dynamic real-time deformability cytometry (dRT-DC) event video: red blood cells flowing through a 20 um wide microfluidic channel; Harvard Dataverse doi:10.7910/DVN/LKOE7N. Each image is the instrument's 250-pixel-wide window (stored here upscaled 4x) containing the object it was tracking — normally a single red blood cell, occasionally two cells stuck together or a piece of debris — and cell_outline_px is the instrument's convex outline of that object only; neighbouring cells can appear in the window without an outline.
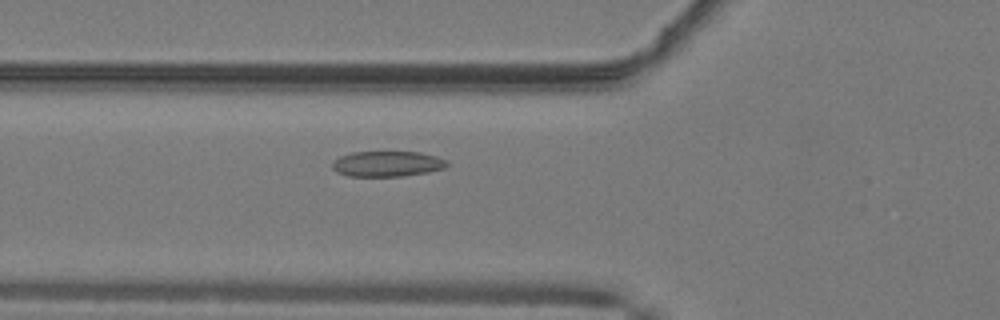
{"species": "common noctule bat (a hibernating species)", "species_latin": "Nyctalus noctula", "temperature_condition": "warm", "stored_images_in_passage": 44, "camera_frame_rate_fps": 3000, "um_per_image_px": 0.085, "animal": {"sex": "male", "body_mass_g": 19.2, "forearm_length_mm": 51.8}, "frame": {"image": 1, "passage_image": 12, "time_ms": 3.667, "image_size_px": [1000, 320], "cell_outline_px": [[448, 164], [444, 168], [428, 172], [404, 176], [348, 176], [336, 172], [332, 168], [332, 164], [340, 156], [352, 152], [420, 152], [436, 156], [444, 160]], "centroid_in_image_um": [32.9, 13.93], "position_along_channel_um": 92.9, "area_um2": 16.94}}
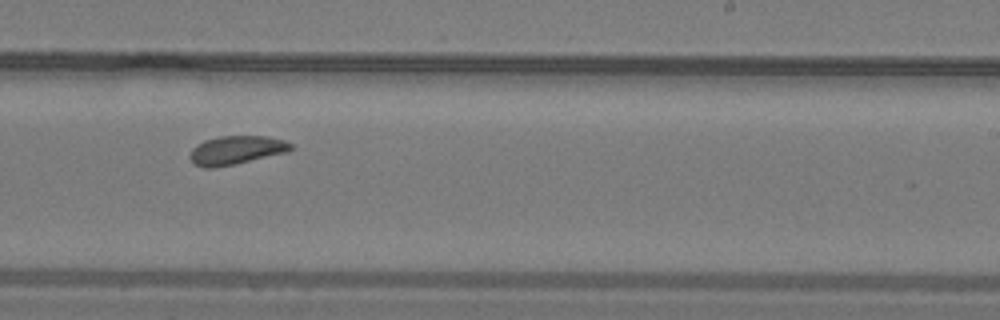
{"frame": {"image": 2, "passage_image": 25, "time_ms": 8.0, "image_size_px": [1000, 320], "cell_outline_px": [[292, 148], [288, 152], [236, 164], [212, 168], [204, 168], [196, 164], [192, 160], [192, 148], [196, 144], [204, 140], [220, 136], [264, 136], [284, 140], [292, 144]], "centroid_in_image_um": [20.1, 12.76], "position_along_channel_um": 268.9, "area_um2": 16.7}}
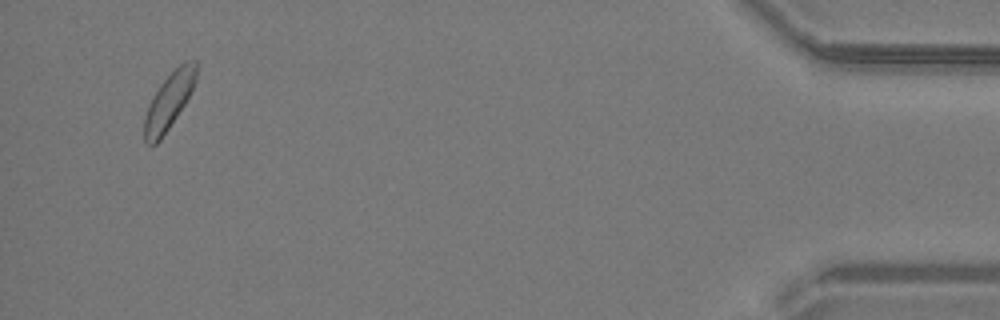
{"frame": {"image": 3, "passage_image": 42, "time_ms": 13.667, "image_size_px": [1000, 320], "cell_outline_px": [[196, 80], [184, 104], [160, 140], [152, 148], [144, 144], [144, 116], [148, 104], [152, 96], [160, 84], [184, 60], [196, 60]], "centroid_in_image_um": [14.31, 8.64], "position_along_channel_um": 420.9, "area_um2": 16.94}, "authors_computed_cell_mechanics": {"area_um2": 16.9354, "velocity_mm_per_s": 4.0691, "shape_relaxation_time_tau1_ms": 2.8444, "shape_relaxation_time_tau2_ms": 4.5773, "deformation_change_tau1": 0.0722, "deformation_change_tau2": 0.1028}}